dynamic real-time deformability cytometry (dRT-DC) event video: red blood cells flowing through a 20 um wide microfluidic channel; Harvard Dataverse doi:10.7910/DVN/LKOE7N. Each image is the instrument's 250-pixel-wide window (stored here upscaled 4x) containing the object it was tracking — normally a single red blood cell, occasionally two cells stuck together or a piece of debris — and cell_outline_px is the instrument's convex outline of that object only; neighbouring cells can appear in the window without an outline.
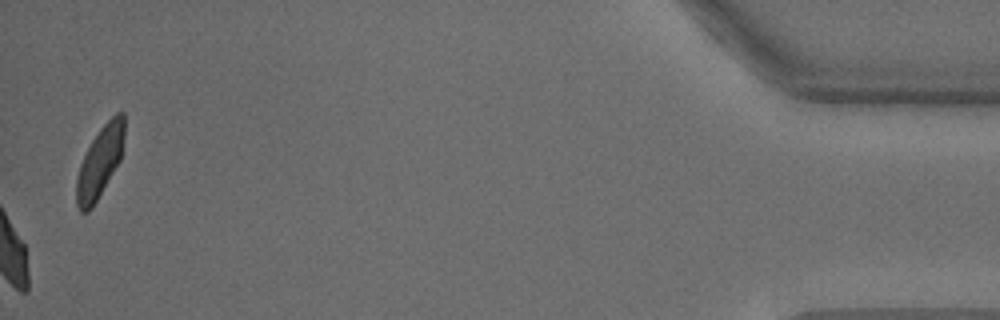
{"species": "common noctule bat (a hibernating species)", "species_latin": "Nyctalus noctula", "temperature_condition": "warm", "stored_images_in_passage": 27, "camera_frame_rate_fps": 3000, "um_per_image_px": 0.085, "animal": {"sex": "male", "body_mass_g": 18.8}, "frame": {"image": 1, "passage_image": 27, "time_ms": 8.667, "image_size_px": [1000, 320], "cell_outline_px": [[124, 136], [120, 160], [92, 208], [88, 212], [80, 212], [76, 204], [76, 180], [80, 164], [92, 140], [100, 128], [116, 112], [124, 112]], "centroid_in_image_um": [8.48, 13.78], "position_along_channel_um": 426.7, "area_um2": 19.59}}